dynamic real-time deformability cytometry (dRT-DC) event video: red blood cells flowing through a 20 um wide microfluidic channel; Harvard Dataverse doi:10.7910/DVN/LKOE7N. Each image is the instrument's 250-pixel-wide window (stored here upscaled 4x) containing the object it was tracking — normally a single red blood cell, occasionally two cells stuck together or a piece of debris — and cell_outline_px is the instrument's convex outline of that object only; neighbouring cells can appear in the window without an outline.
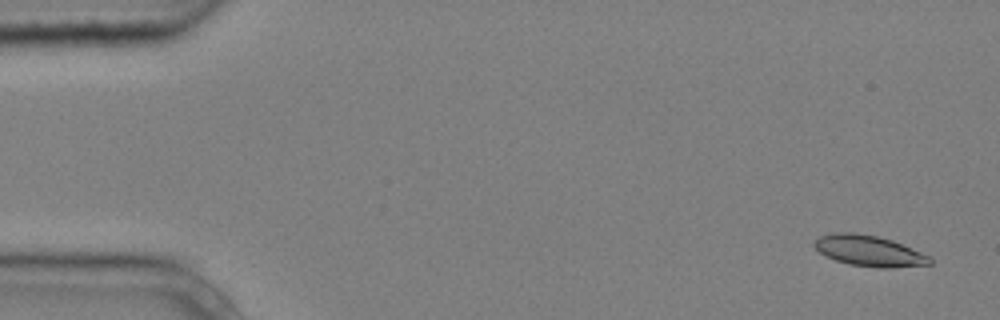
{"species": "common noctule bat (a hibernating species)", "species_latin": "Nyctalus noctula", "temperature_condition": "cold", "stored_images_in_passage": 10, "camera_frame_rate_fps": 3000, "um_per_image_px": 0.085, "animal": {"sex": "male", "body_mass_g": 20.4}, "frame": {"image": 1, "passage_image": 1, "time_ms": 0.0, "image_size_px": [1000, 320], "cell_outline_px": [[932, 264], [892, 268], [876, 268], [848, 264], [824, 256], [812, 244], [820, 236], [832, 232], [856, 232], [876, 236], [892, 240], [920, 252], [928, 256], [932, 260]], "centroid_in_image_um": [73.84, 21.32], "position_along_channel_um": 11.2, "area_um2": 20.81}}
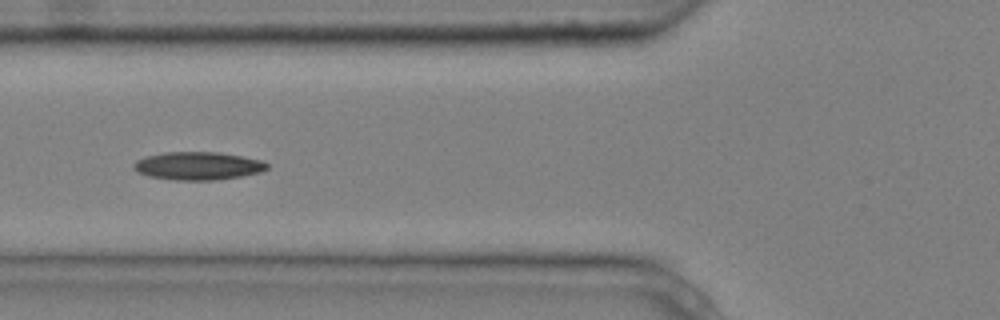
{"frame": {"image": 2, "passage_image": 6, "time_ms": 1.667, "image_size_px": [1000, 320], "cell_outline_px": [[268, 168], [260, 172], [240, 176], [216, 180], [172, 180], [148, 176], [136, 172], [132, 168], [132, 164], [136, 160], [144, 156], [164, 152], [220, 152], [264, 160], [268, 164]], "centroid_in_image_um": [16.79, 14.09], "position_along_channel_um": 109.0, "area_um2": 22.08}}
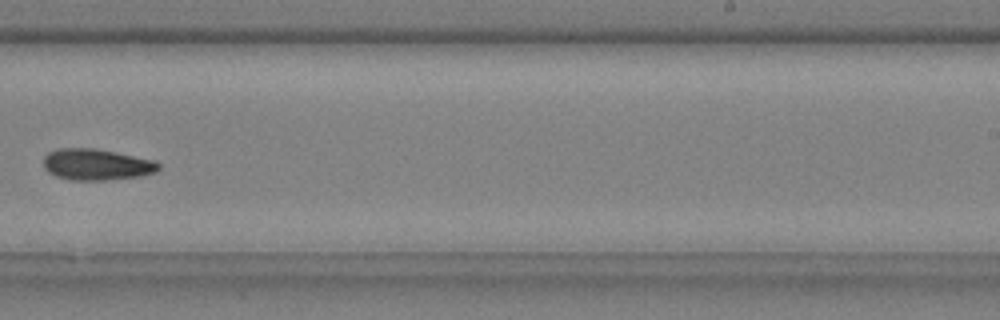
{"frame": {"image": 3, "passage_image": 10, "time_ms": 3.0, "image_size_px": [1000, 320], "cell_outline_px": [[160, 168], [156, 172], [140, 176], [108, 180], [68, 180], [56, 176], [48, 172], [44, 168], [44, 156], [48, 152], [60, 148], [96, 148], [156, 160], [160, 164]], "centroid_in_image_um": [8.22, 13.98], "position_along_channel_um": 280.8, "area_um2": 21.21}}